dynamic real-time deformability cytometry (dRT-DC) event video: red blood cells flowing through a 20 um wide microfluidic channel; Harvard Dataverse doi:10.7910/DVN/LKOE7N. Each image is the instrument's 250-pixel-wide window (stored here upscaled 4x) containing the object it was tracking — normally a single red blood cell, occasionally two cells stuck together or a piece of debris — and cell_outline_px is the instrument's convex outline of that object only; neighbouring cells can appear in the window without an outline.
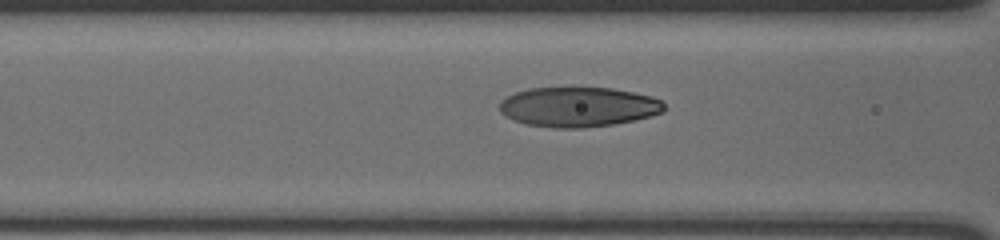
{"species": "human", "species_latin": "Homo sapiens", "temperature_condition": "cold", "stored_images_in_passage": 44, "camera_frame_rate_fps": 3000, "um_per_image_px": 0.085, "donor": {"sex": "male"}, "frame": {"image": 1, "passage_image": 19, "time_ms": 6.0, "image_size_px": [1000, 240], "cell_outline_px": [[668, 108], [664, 112], [652, 116], [612, 124], [580, 128], [552, 128], [528, 124], [512, 120], [500, 112], [500, 100], [516, 92], [528, 88], [612, 88], [652, 96], [660, 100]], "centroid_in_image_um": [49.17, 9.09], "position_along_channel_um": 117.4, "area_um2": 38.21}}
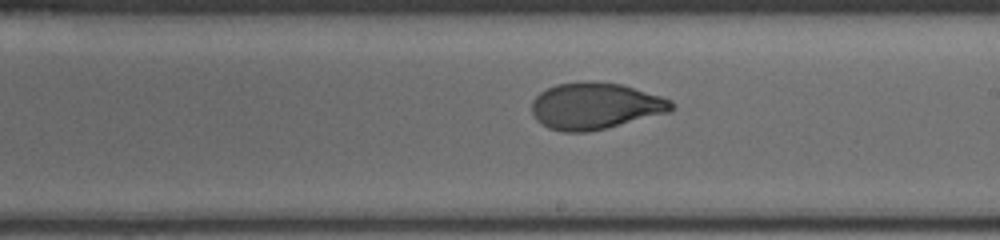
{"frame": {"image": 2, "passage_image": 29, "time_ms": 9.333, "image_size_px": [1000, 240], "cell_outline_px": [[676, 104], [668, 112], [608, 128], [588, 132], [564, 132], [548, 128], [540, 124], [536, 120], [532, 112], [532, 100], [540, 92], [556, 84], [588, 80], [596, 80], [620, 84], [660, 96], [672, 100]], "centroid_in_image_um": [50.57, 9.0], "position_along_channel_um": 238.4, "area_um2": 38.15}}
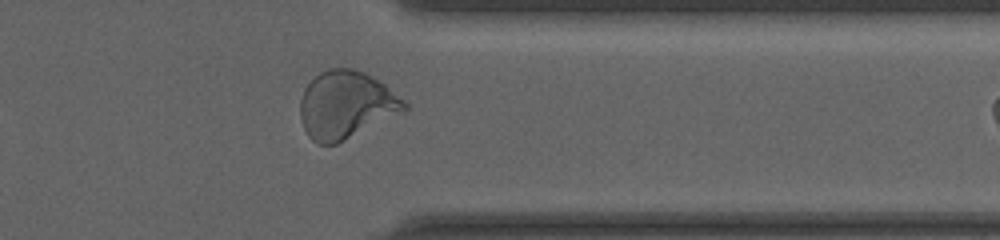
{"frame": {"image": 3, "passage_image": 41, "time_ms": 13.333, "image_size_px": [1000, 240], "cell_outline_px": [[408, 108], [404, 112], [336, 144], [316, 144], [308, 136], [304, 128], [300, 116], [300, 100], [304, 88], [320, 72], [328, 68], [352, 68], [364, 72], [384, 84], [404, 100], [408, 104]], "centroid_in_image_um": [29.41, 8.92], "position_along_channel_um": 382.0, "area_um2": 40.92}}